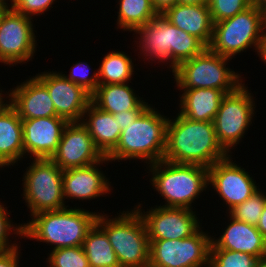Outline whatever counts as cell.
<instances>
[{
	"mask_svg": "<svg viewBox=\"0 0 266 267\" xmlns=\"http://www.w3.org/2000/svg\"><path fill=\"white\" fill-rule=\"evenodd\" d=\"M102 59L97 71L99 84H120L131 80L134 66L125 52L112 51Z\"/></svg>",
	"mask_w": 266,
	"mask_h": 267,
	"instance_id": "obj_28",
	"label": "cell"
},
{
	"mask_svg": "<svg viewBox=\"0 0 266 267\" xmlns=\"http://www.w3.org/2000/svg\"><path fill=\"white\" fill-rule=\"evenodd\" d=\"M118 3L117 26L125 31H135L158 15L152 0H120Z\"/></svg>",
	"mask_w": 266,
	"mask_h": 267,
	"instance_id": "obj_27",
	"label": "cell"
},
{
	"mask_svg": "<svg viewBox=\"0 0 266 267\" xmlns=\"http://www.w3.org/2000/svg\"><path fill=\"white\" fill-rule=\"evenodd\" d=\"M141 99L127 83L99 84L91 95V102L96 107L113 115L136 109L144 101Z\"/></svg>",
	"mask_w": 266,
	"mask_h": 267,
	"instance_id": "obj_25",
	"label": "cell"
},
{
	"mask_svg": "<svg viewBox=\"0 0 266 267\" xmlns=\"http://www.w3.org/2000/svg\"><path fill=\"white\" fill-rule=\"evenodd\" d=\"M168 120L149 105L121 131L119 142L107 159H142L148 164L163 160Z\"/></svg>",
	"mask_w": 266,
	"mask_h": 267,
	"instance_id": "obj_4",
	"label": "cell"
},
{
	"mask_svg": "<svg viewBox=\"0 0 266 267\" xmlns=\"http://www.w3.org/2000/svg\"><path fill=\"white\" fill-rule=\"evenodd\" d=\"M152 4L158 14H163L168 8L178 4V0H152Z\"/></svg>",
	"mask_w": 266,
	"mask_h": 267,
	"instance_id": "obj_38",
	"label": "cell"
},
{
	"mask_svg": "<svg viewBox=\"0 0 266 267\" xmlns=\"http://www.w3.org/2000/svg\"><path fill=\"white\" fill-rule=\"evenodd\" d=\"M81 123L88 129L96 148L107 157L117 146L122 131L114 115L99 109L91 102Z\"/></svg>",
	"mask_w": 266,
	"mask_h": 267,
	"instance_id": "obj_22",
	"label": "cell"
},
{
	"mask_svg": "<svg viewBox=\"0 0 266 267\" xmlns=\"http://www.w3.org/2000/svg\"><path fill=\"white\" fill-rule=\"evenodd\" d=\"M55 0H15L12 9L24 16H35L48 11ZM32 15V16H31Z\"/></svg>",
	"mask_w": 266,
	"mask_h": 267,
	"instance_id": "obj_35",
	"label": "cell"
},
{
	"mask_svg": "<svg viewBox=\"0 0 266 267\" xmlns=\"http://www.w3.org/2000/svg\"><path fill=\"white\" fill-rule=\"evenodd\" d=\"M134 32L140 35L139 49L144 57L163 63L170 60L172 70L207 48L198 38L174 26L163 14H158Z\"/></svg>",
	"mask_w": 266,
	"mask_h": 267,
	"instance_id": "obj_3",
	"label": "cell"
},
{
	"mask_svg": "<svg viewBox=\"0 0 266 267\" xmlns=\"http://www.w3.org/2000/svg\"><path fill=\"white\" fill-rule=\"evenodd\" d=\"M200 229L184 239L151 241L149 267H208L212 237Z\"/></svg>",
	"mask_w": 266,
	"mask_h": 267,
	"instance_id": "obj_11",
	"label": "cell"
},
{
	"mask_svg": "<svg viewBox=\"0 0 266 267\" xmlns=\"http://www.w3.org/2000/svg\"><path fill=\"white\" fill-rule=\"evenodd\" d=\"M103 158L88 129L81 122H68L57 150L50 159L64 171L95 164Z\"/></svg>",
	"mask_w": 266,
	"mask_h": 267,
	"instance_id": "obj_15",
	"label": "cell"
},
{
	"mask_svg": "<svg viewBox=\"0 0 266 267\" xmlns=\"http://www.w3.org/2000/svg\"><path fill=\"white\" fill-rule=\"evenodd\" d=\"M251 5L252 0H209L208 3L213 23L232 18Z\"/></svg>",
	"mask_w": 266,
	"mask_h": 267,
	"instance_id": "obj_32",
	"label": "cell"
},
{
	"mask_svg": "<svg viewBox=\"0 0 266 267\" xmlns=\"http://www.w3.org/2000/svg\"><path fill=\"white\" fill-rule=\"evenodd\" d=\"M209 0H178V4L208 5Z\"/></svg>",
	"mask_w": 266,
	"mask_h": 267,
	"instance_id": "obj_41",
	"label": "cell"
},
{
	"mask_svg": "<svg viewBox=\"0 0 266 267\" xmlns=\"http://www.w3.org/2000/svg\"><path fill=\"white\" fill-rule=\"evenodd\" d=\"M180 114L193 121L213 122L225 93L210 88L180 89Z\"/></svg>",
	"mask_w": 266,
	"mask_h": 267,
	"instance_id": "obj_24",
	"label": "cell"
},
{
	"mask_svg": "<svg viewBox=\"0 0 266 267\" xmlns=\"http://www.w3.org/2000/svg\"><path fill=\"white\" fill-rule=\"evenodd\" d=\"M260 58L264 61V63L266 64V40H265V43L263 45V48H262V53H261V56Z\"/></svg>",
	"mask_w": 266,
	"mask_h": 267,
	"instance_id": "obj_44",
	"label": "cell"
},
{
	"mask_svg": "<svg viewBox=\"0 0 266 267\" xmlns=\"http://www.w3.org/2000/svg\"><path fill=\"white\" fill-rule=\"evenodd\" d=\"M143 101L136 109H130L114 114V118L120 124L121 130L125 129V126L129 125L130 122H134L137 117L150 105Z\"/></svg>",
	"mask_w": 266,
	"mask_h": 267,
	"instance_id": "obj_36",
	"label": "cell"
},
{
	"mask_svg": "<svg viewBox=\"0 0 266 267\" xmlns=\"http://www.w3.org/2000/svg\"><path fill=\"white\" fill-rule=\"evenodd\" d=\"M256 267H266V256L258 260Z\"/></svg>",
	"mask_w": 266,
	"mask_h": 267,
	"instance_id": "obj_43",
	"label": "cell"
},
{
	"mask_svg": "<svg viewBox=\"0 0 266 267\" xmlns=\"http://www.w3.org/2000/svg\"><path fill=\"white\" fill-rule=\"evenodd\" d=\"M23 177V195L31 216L60 210L66 206L63 196V170L51 159H34Z\"/></svg>",
	"mask_w": 266,
	"mask_h": 267,
	"instance_id": "obj_9",
	"label": "cell"
},
{
	"mask_svg": "<svg viewBox=\"0 0 266 267\" xmlns=\"http://www.w3.org/2000/svg\"><path fill=\"white\" fill-rule=\"evenodd\" d=\"M68 121L60 116L22 119L24 156L50 159L56 152Z\"/></svg>",
	"mask_w": 266,
	"mask_h": 267,
	"instance_id": "obj_17",
	"label": "cell"
},
{
	"mask_svg": "<svg viewBox=\"0 0 266 267\" xmlns=\"http://www.w3.org/2000/svg\"><path fill=\"white\" fill-rule=\"evenodd\" d=\"M23 156L22 119L6 101L0 109V168L14 165Z\"/></svg>",
	"mask_w": 266,
	"mask_h": 267,
	"instance_id": "obj_23",
	"label": "cell"
},
{
	"mask_svg": "<svg viewBox=\"0 0 266 267\" xmlns=\"http://www.w3.org/2000/svg\"><path fill=\"white\" fill-rule=\"evenodd\" d=\"M266 22L262 13L252 4L232 18L214 23L209 49L232 59L245 49L255 47L259 57L266 40Z\"/></svg>",
	"mask_w": 266,
	"mask_h": 267,
	"instance_id": "obj_7",
	"label": "cell"
},
{
	"mask_svg": "<svg viewBox=\"0 0 266 267\" xmlns=\"http://www.w3.org/2000/svg\"><path fill=\"white\" fill-rule=\"evenodd\" d=\"M135 208L145 222L149 242L153 240L184 239L194 234L201 227L195 211H192L193 209L160 205L142 212L140 205Z\"/></svg>",
	"mask_w": 266,
	"mask_h": 267,
	"instance_id": "obj_13",
	"label": "cell"
},
{
	"mask_svg": "<svg viewBox=\"0 0 266 267\" xmlns=\"http://www.w3.org/2000/svg\"><path fill=\"white\" fill-rule=\"evenodd\" d=\"M35 77L47 88L56 114L68 122H81L91 103V94L69 81L62 73L42 72Z\"/></svg>",
	"mask_w": 266,
	"mask_h": 267,
	"instance_id": "obj_16",
	"label": "cell"
},
{
	"mask_svg": "<svg viewBox=\"0 0 266 267\" xmlns=\"http://www.w3.org/2000/svg\"><path fill=\"white\" fill-rule=\"evenodd\" d=\"M245 86L223 96L219 110L214 118V128L218 143L229 154L237 145L252 123L255 103Z\"/></svg>",
	"mask_w": 266,
	"mask_h": 267,
	"instance_id": "obj_10",
	"label": "cell"
},
{
	"mask_svg": "<svg viewBox=\"0 0 266 267\" xmlns=\"http://www.w3.org/2000/svg\"><path fill=\"white\" fill-rule=\"evenodd\" d=\"M177 115L168 120L164 160L209 168L229 155L218 143L213 122Z\"/></svg>",
	"mask_w": 266,
	"mask_h": 267,
	"instance_id": "obj_1",
	"label": "cell"
},
{
	"mask_svg": "<svg viewBox=\"0 0 266 267\" xmlns=\"http://www.w3.org/2000/svg\"><path fill=\"white\" fill-rule=\"evenodd\" d=\"M153 187L164 197L163 207L193 209L191 204L208 185V168L160 160L149 165Z\"/></svg>",
	"mask_w": 266,
	"mask_h": 267,
	"instance_id": "obj_5",
	"label": "cell"
},
{
	"mask_svg": "<svg viewBox=\"0 0 266 267\" xmlns=\"http://www.w3.org/2000/svg\"><path fill=\"white\" fill-rule=\"evenodd\" d=\"M90 66L84 62H78L73 65L69 75L63 74L69 81L77 84L78 86L85 89L91 95L96 91V88L99 85L98 81V72L89 75ZM91 76V77H89Z\"/></svg>",
	"mask_w": 266,
	"mask_h": 267,
	"instance_id": "obj_33",
	"label": "cell"
},
{
	"mask_svg": "<svg viewBox=\"0 0 266 267\" xmlns=\"http://www.w3.org/2000/svg\"><path fill=\"white\" fill-rule=\"evenodd\" d=\"M230 58L206 48L201 54L183 61L172 70L179 89L210 88L225 94L242 85V77L226 65Z\"/></svg>",
	"mask_w": 266,
	"mask_h": 267,
	"instance_id": "obj_8",
	"label": "cell"
},
{
	"mask_svg": "<svg viewBox=\"0 0 266 267\" xmlns=\"http://www.w3.org/2000/svg\"><path fill=\"white\" fill-rule=\"evenodd\" d=\"M32 17L7 9L0 21V62L9 65L25 63L36 52ZM14 63V64H13Z\"/></svg>",
	"mask_w": 266,
	"mask_h": 267,
	"instance_id": "obj_12",
	"label": "cell"
},
{
	"mask_svg": "<svg viewBox=\"0 0 266 267\" xmlns=\"http://www.w3.org/2000/svg\"><path fill=\"white\" fill-rule=\"evenodd\" d=\"M8 103L21 119L58 116L47 88L32 77L8 93Z\"/></svg>",
	"mask_w": 266,
	"mask_h": 267,
	"instance_id": "obj_18",
	"label": "cell"
},
{
	"mask_svg": "<svg viewBox=\"0 0 266 267\" xmlns=\"http://www.w3.org/2000/svg\"><path fill=\"white\" fill-rule=\"evenodd\" d=\"M163 16L174 26L195 36L209 47L214 23L208 5L176 4L168 8Z\"/></svg>",
	"mask_w": 266,
	"mask_h": 267,
	"instance_id": "obj_21",
	"label": "cell"
},
{
	"mask_svg": "<svg viewBox=\"0 0 266 267\" xmlns=\"http://www.w3.org/2000/svg\"><path fill=\"white\" fill-rule=\"evenodd\" d=\"M258 260L248 253L210 248L208 267H256Z\"/></svg>",
	"mask_w": 266,
	"mask_h": 267,
	"instance_id": "obj_29",
	"label": "cell"
},
{
	"mask_svg": "<svg viewBox=\"0 0 266 267\" xmlns=\"http://www.w3.org/2000/svg\"><path fill=\"white\" fill-rule=\"evenodd\" d=\"M124 212L112 219L99 213L96 223L106 232L120 267H149L150 242L145 222L136 208Z\"/></svg>",
	"mask_w": 266,
	"mask_h": 267,
	"instance_id": "obj_6",
	"label": "cell"
},
{
	"mask_svg": "<svg viewBox=\"0 0 266 267\" xmlns=\"http://www.w3.org/2000/svg\"><path fill=\"white\" fill-rule=\"evenodd\" d=\"M0 109L6 104V103H4L6 100H3V99H5L4 97H3V93H2V90H0ZM3 97V98H2Z\"/></svg>",
	"mask_w": 266,
	"mask_h": 267,
	"instance_id": "obj_45",
	"label": "cell"
},
{
	"mask_svg": "<svg viewBox=\"0 0 266 267\" xmlns=\"http://www.w3.org/2000/svg\"><path fill=\"white\" fill-rule=\"evenodd\" d=\"M257 229L261 232L263 237L266 239V203L262 212L261 217L256 225Z\"/></svg>",
	"mask_w": 266,
	"mask_h": 267,
	"instance_id": "obj_39",
	"label": "cell"
},
{
	"mask_svg": "<svg viewBox=\"0 0 266 267\" xmlns=\"http://www.w3.org/2000/svg\"><path fill=\"white\" fill-rule=\"evenodd\" d=\"M105 161H109L107 157L95 164L64 170L62 177L64 200L67 198L91 200L108 194L111 191L109 181L97 167Z\"/></svg>",
	"mask_w": 266,
	"mask_h": 267,
	"instance_id": "obj_19",
	"label": "cell"
},
{
	"mask_svg": "<svg viewBox=\"0 0 266 267\" xmlns=\"http://www.w3.org/2000/svg\"><path fill=\"white\" fill-rule=\"evenodd\" d=\"M6 208L7 207H4V205L0 202V251H7L18 247L16 243L11 244L9 242L8 235H10L9 233L13 230V234H16L17 236L19 235L20 237L23 236V223L21 226L13 225L8 217L10 214L6 212L8 211Z\"/></svg>",
	"mask_w": 266,
	"mask_h": 267,
	"instance_id": "obj_34",
	"label": "cell"
},
{
	"mask_svg": "<svg viewBox=\"0 0 266 267\" xmlns=\"http://www.w3.org/2000/svg\"><path fill=\"white\" fill-rule=\"evenodd\" d=\"M252 4H254L262 13L263 18L266 22V0H252Z\"/></svg>",
	"mask_w": 266,
	"mask_h": 267,
	"instance_id": "obj_40",
	"label": "cell"
},
{
	"mask_svg": "<svg viewBox=\"0 0 266 267\" xmlns=\"http://www.w3.org/2000/svg\"><path fill=\"white\" fill-rule=\"evenodd\" d=\"M7 10L6 7L0 5V21L2 19V16L4 15L5 11Z\"/></svg>",
	"mask_w": 266,
	"mask_h": 267,
	"instance_id": "obj_46",
	"label": "cell"
},
{
	"mask_svg": "<svg viewBox=\"0 0 266 267\" xmlns=\"http://www.w3.org/2000/svg\"><path fill=\"white\" fill-rule=\"evenodd\" d=\"M97 213L81 208L43 211L23 225V238L54 245L53 250L82 246L88 230L94 225Z\"/></svg>",
	"mask_w": 266,
	"mask_h": 267,
	"instance_id": "obj_2",
	"label": "cell"
},
{
	"mask_svg": "<svg viewBox=\"0 0 266 267\" xmlns=\"http://www.w3.org/2000/svg\"><path fill=\"white\" fill-rule=\"evenodd\" d=\"M47 259L49 267H89L83 246L51 250Z\"/></svg>",
	"mask_w": 266,
	"mask_h": 267,
	"instance_id": "obj_31",
	"label": "cell"
},
{
	"mask_svg": "<svg viewBox=\"0 0 266 267\" xmlns=\"http://www.w3.org/2000/svg\"><path fill=\"white\" fill-rule=\"evenodd\" d=\"M229 216L232 221L219 239L212 238L211 248L244 252L258 259L266 256V239L257 227Z\"/></svg>",
	"mask_w": 266,
	"mask_h": 267,
	"instance_id": "obj_20",
	"label": "cell"
},
{
	"mask_svg": "<svg viewBox=\"0 0 266 267\" xmlns=\"http://www.w3.org/2000/svg\"><path fill=\"white\" fill-rule=\"evenodd\" d=\"M82 246L89 267H120L106 232L96 222L88 230Z\"/></svg>",
	"mask_w": 266,
	"mask_h": 267,
	"instance_id": "obj_26",
	"label": "cell"
},
{
	"mask_svg": "<svg viewBox=\"0 0 266 267\" xmlns=\"http://www.w3.org/2000/svg\"><path fill=\"white\" fill-rule=\"evenodd\" d=\"M231 160L228 155L208 168V185L226 202L229 212L259 190L253 177Z\"/></svg>",
	"mask_w": 266,
	"mask_h": 267,
	"instance_id": "obj_14",
	"label": "cell"
},
{
	"mask_svg": "<svg viewBox=\"0 0 266 267\" xmlns=\"http://www.w3.org/2000/svg\"><path fill=\"white\" fill-rule=\"evenodd\" d=\"M16 247L7 251H0V267H19V254Z\"/></svg>",
	"mask_w": 266,
	"mask_h": 267,
	"instance_id": "obj_37",
	"label": "cell"
},
{
	"mask_svg": "<svg viewBox=\"0 0 266 267\" xmlns=\"http://www.w3.org/2000/svg\"><path fill=\"white\" fill-rule=\"evenodd\" d=\"M7 1H8V0H7ZM7 1H6V0H0V5L6 7L7 9H12L15 0H10V1H11V4H8Z\"/></svg>",
	"mask_w": 266,
	"mask_h": 267,
	"instance_id": "obj_42",
	"label": "cell"
},
{
	"mask_svg": "<svg viewBox=\"0 0 266 267\" xmlns=\"http://www.w3.org/2000/svg\"><path fill=\"white\" fill-rule=\"evenodd\" d=\"M266 203V194L258 190L255 194L233 208L229 213L236 220L256 226Z\"/></svg>",
	"mask_w": 266,
	"mask_h": 267,
	"instance_id": "obj_30",
	"label": "cell"
}]
</instances>
